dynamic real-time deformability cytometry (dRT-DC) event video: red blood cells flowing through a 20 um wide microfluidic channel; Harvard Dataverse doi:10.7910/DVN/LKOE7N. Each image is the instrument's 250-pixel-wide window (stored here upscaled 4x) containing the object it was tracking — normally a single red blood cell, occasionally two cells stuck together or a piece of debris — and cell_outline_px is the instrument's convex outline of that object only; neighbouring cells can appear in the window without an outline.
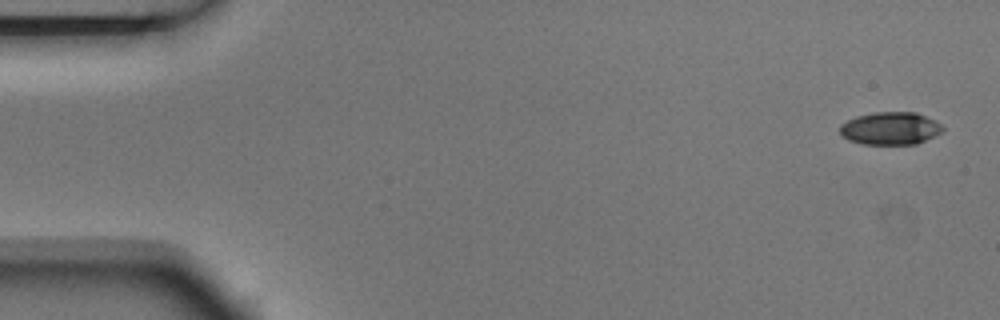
{"species": "Egyptian fruit bat (a non-hibernating species)", "species_latin": "Rousettus aegyptiacus", "temperature_condition": "room temperature", "stored_images_in_passage": 6, "camera_frame_rate_fps": 3000, "um_per_image_px": 0.085, "animal": {"sex": "male"}, "frame": {"image": 1, "passage_image": 1, "time_ms": 0.0, "image_size_px": [1000, 320], "cell_outline_px": [[944, 128], [940, 132], [916, 144], [864, 144], [848, 140], [840, 136], [840, 124], [856, 116], [872, 112], [916, 112], [936, 120]], "centroid_in_image_um": [75.64, 10.9], "position_along_channel_um": 9.4, "area_um2": 19.59}}
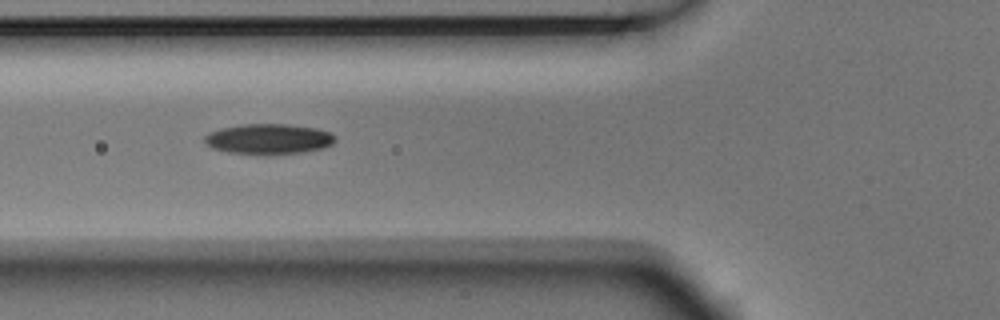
{"frame": {"image": 2, "passage_image": 5, "time_ms": 1.333, "image_size_px": [1000, 320], "cell_outline_px": [[336, 140], [332, 144], [324, 148], [300, 152], [228, 152], [212, 148], [204, 144], [204, 136], [208, 132], [220, 128], [240, 124], [288, 124], [316, 128], [332, 132], [336, 136]], "centroid_in_image_um": [22.83, 11.77], "position_along_channel_um": 103.0, "area_um2": 22.66}}
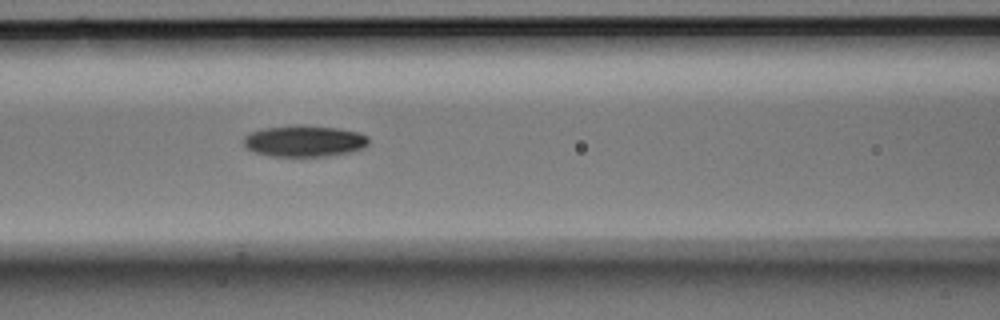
{"frame": {"image": 3, "passage_image": 6, "time_ms": 1.667, "image_size_px": [1000, 320], "cell_outline_px": [[368, 144], [360, 148], [348, 152], [324, 156], [272, 156], [256, 152], [248, 148], [244, 144], [244, 136], [252, 132], [264, 128], [300, 124], [336, 128], [360, 132], [368, 136]], "centroid_in_image_um": [25.87, 11.97], "position_along_channel_um": 140.7, "area_um2": 22.6}}